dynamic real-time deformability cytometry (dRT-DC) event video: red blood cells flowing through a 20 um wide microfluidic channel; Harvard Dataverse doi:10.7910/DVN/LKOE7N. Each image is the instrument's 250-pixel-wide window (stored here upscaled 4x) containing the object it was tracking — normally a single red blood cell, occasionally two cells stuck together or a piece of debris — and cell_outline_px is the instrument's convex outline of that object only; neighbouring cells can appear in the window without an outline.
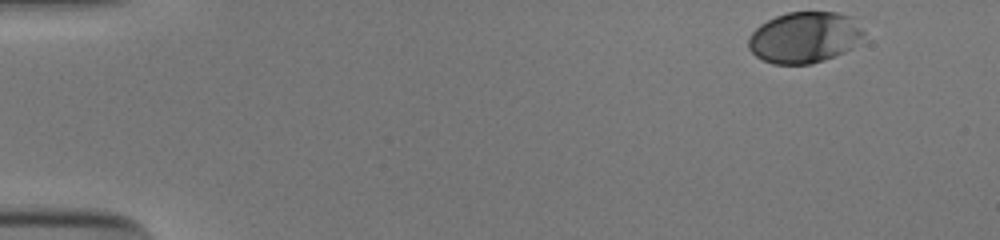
{"species": "human", "species_latin": "Homo sapiens", "temperature_condition": "cold", "stored_images_in_passage": 41, "camera_frame_rate_fps": 3000, "um_per_image_px": 0.085, "donor": {"sex": "male"}, "frame": {"image": 1, "passage_image": 1, "time_ms": 0.0, "image_size_px": [1000, 240], "cell_outline_px": [[864, 32], [852, 48], [844, 52], [824, 60], [812, 64], [772, 64], [756, 56], [748, 48], [748, 36], [760, 24], [776, 16], [788, 12], [836, 12], [852, 16]], "centroid_in_image_um": [68.35, 3.18], "position_along_channel_um": 16.6, "area_um2": 34.28}}
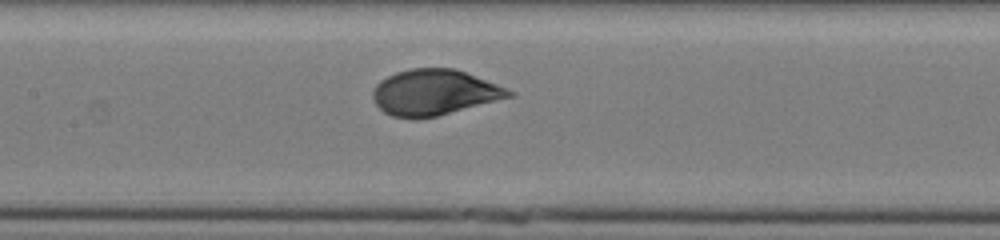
{"frame": {"image": 2, "passage_image": 23, "time_ms": 7.333, "image_size_px": [1000, 240], "cell_outline_px": [[516, 96], [436, 116], [416, 120], [392, 116], [384, 112], [372, 100], [372, 92], [376, 84], [380, 80], [396, 72], [412, 68], [456, 68], [516, 92]], "centroid_in_image_um": [36.91, 7.86], "position_along_channel_um": 170.5, "area_um2": 36.47}}
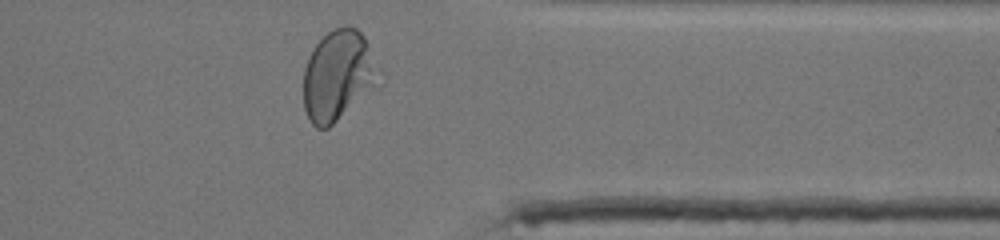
{"frame": {"image": 3, "passage_image": 40, "time_ms": 13.0, "image_size_px": [1000, 240], "cell_outline_px": [[384, 84], [328, 128], [316, 128], [312, 124], [304, 108], [304, 68], [308, 56], [316, 44], [332, 28], [344, 24], [348, 24], [356, 28], [364, 36], [384, 72]], "centroid_in_image_um": [28.85, 6.42], "position_along_channel_um": 382.5, "area_um2": 41.38}, "authors_computed_cell_mechanics": {"area_um2": 35.3158, "velocity_mm_per_s": 3.8654, "shape_relaxation_time_tau1_ms": 3.7237, "shape_relaxation_time_tau2_ms": null, "deformation_change_tau1": 0.1679, "deformation_change_tau2": null}}